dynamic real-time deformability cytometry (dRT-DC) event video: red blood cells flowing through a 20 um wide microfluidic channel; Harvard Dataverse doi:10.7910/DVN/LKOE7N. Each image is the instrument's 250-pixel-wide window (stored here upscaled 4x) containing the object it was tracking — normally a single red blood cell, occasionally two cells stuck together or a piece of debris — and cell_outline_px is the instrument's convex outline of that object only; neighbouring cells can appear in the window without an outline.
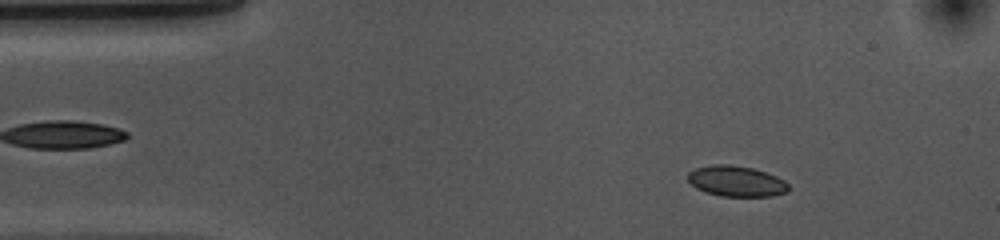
{"species": "common noctule bat (a hibernating species)", "species_latin": "Nyctalus noctula", "temperature_condition": "cold", "stored_images_in_passage": 52, "camera_frame_rate_fps": 3000, "um_per_image_px": 0.085, "animal": {"sex": "female", "body_mass_g": 10.0, "forearm_length_mm": 53.1}, "frame": {"image": 1, "passage_image": 6, "time_ms": 1.667, "image_size_px": [1000, 240], "cell_outline_px": [[788, 188], [784, 192], [768, 196], [724, 196], [708, 192], [692, 184], [688, 180], [688, 172], [696, 168], [752, 168], [776, 176], [784, 180], [788, 184]], "centroid_in_image_um": [62.65, 15.46], "position_along_channel_um": 22.3, "area_um2": 16.47}}
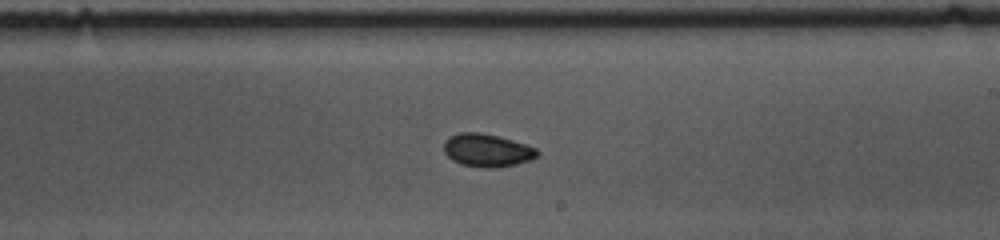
{"frame": {"image": 2, "passage_image": 29, "time_ms": 9.333, "image_size_px": [1000, 240], "cell_outline_px": [[540, 152], [536, 156], [528, 160], [512, 164], [464, 164], [448, 156], [444, 152], [444, 144], [452, 136], [460, 132], [476, 132], [496, 136], [524, 144], [536, 148]], "centroid_in_image_um": [41.4, 12.71], "position_along_channel_um": 247.6, "area_um2": 16.36}}
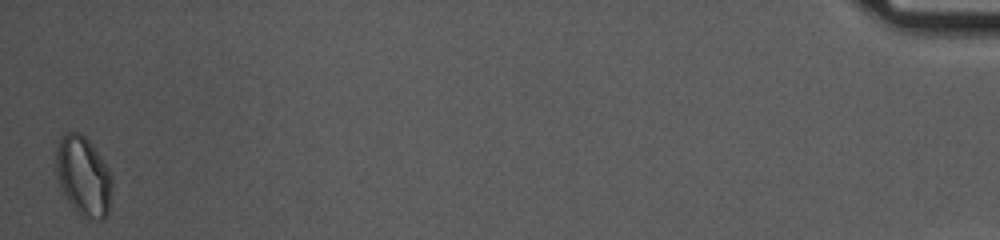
{"frame": {"image": 3, "passage_image": 52, "time_ms": 17.0, "image_size_px": [1000, 240], "cell_outline_px": [[108, 212], [104, 216], [100, 216], [84, 212], [72, 204], [64, 192], [60, 184], [56, 168], [56, 152], [60, 140], [68, 132], [72, 132], [84, 136], [96, 152], [104, 164], [108, 172]], "centroid_in_image_um": [7.01, 14.85], "position_along_channel_um": 428.2, "area_um2": 23.18}, "authors_computed_cell_mechanics": {"area_um2": 16.8487, "velocity_mm_per_s": 3.6669, "shape_relaxation_time_tau1_ms": 3.65, "shape_relaxation_time_tau2_ms": 3.9341, "deformation_change_tau1": 0.0572, "deformation_change_tau2": 0.0426}}